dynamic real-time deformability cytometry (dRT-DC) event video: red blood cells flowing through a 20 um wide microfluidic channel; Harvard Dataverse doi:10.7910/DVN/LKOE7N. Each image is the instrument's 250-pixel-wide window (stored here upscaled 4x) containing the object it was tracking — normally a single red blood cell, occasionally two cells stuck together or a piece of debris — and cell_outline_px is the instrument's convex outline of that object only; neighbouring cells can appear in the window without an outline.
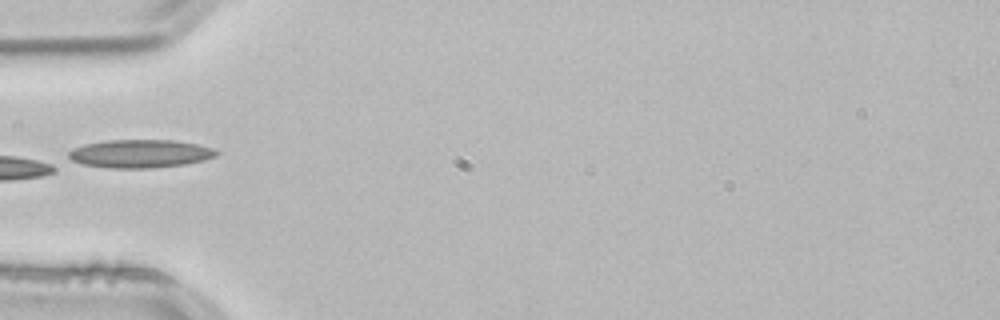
{"species": "common noctule bat (a hibernating species)", "species_latin": "Nyctalus noctula", "temperature_condition": "room temperature", "stored_images_in_passage": 21, "camera_frame_rate_fps": 3000, "um_per_image_px": 0.085, "animal": {"sex": "male", "body_mass_g": 21.5, "forearm_length_mm": 52.0}, "frame": {"image": 1, "passage_image": 1, "time_ms": 0.0, "image_size_px": [1000, 320], "cell_outline_px": [[220, 152], [216, 156], [204, 160], [184, 164], [152, 168], [108, 168], [84, 164], [72, 160], [68, 156], [68, 152], [72, 148], [84, 144], [104, 140], [172, 140], [196, 144], [212, 148]], "centroid_in_image_um": [11.89, 13.06], "position_along_channel_um": 73.1, "area_um2": 24.28}}